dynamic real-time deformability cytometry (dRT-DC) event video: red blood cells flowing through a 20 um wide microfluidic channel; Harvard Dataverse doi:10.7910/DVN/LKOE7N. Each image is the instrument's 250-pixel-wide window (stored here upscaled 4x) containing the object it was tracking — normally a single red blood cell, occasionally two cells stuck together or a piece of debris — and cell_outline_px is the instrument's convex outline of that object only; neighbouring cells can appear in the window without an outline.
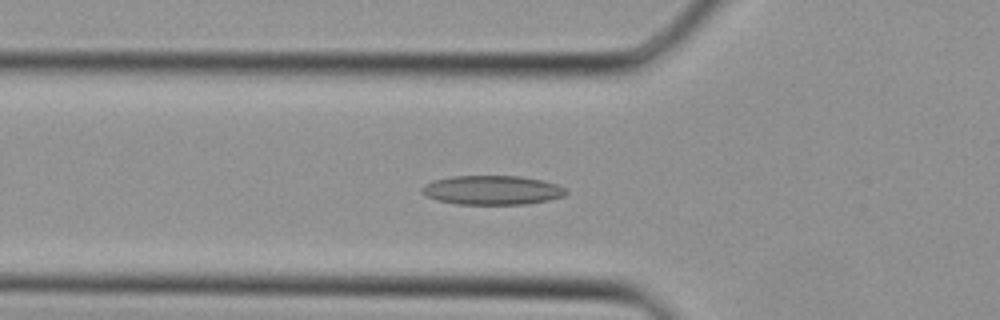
{"species": "Egyptian fruit bat (a non-hibernating species)", "species_latin": "Rousettus aegyptiacus", "temperature_condition": "cold", "stored_images_in_passage": 37, "camera_frame_rate_fps": 3000, "um_per_image_px": 0.085, "animal": {"sex": "female"}, "frame": {"image": 1, "passage_image": 12, "time_ms": 3.667, "image_size_px": [1000, 320], "cell_outline_px": [[568, 192], [564, 196], [548, 200], [524, 204], [456, 204], [436, 200], [420, 192], [420, 188], [424, 184], [436, 180], [452, 176], [520, 176], [540, 180], [556, 184], [564, 188]], "centroid_in_image_um": [41.8, 16.16], "position_along_channel_um": 84.0, "area_um2": 24.39}}
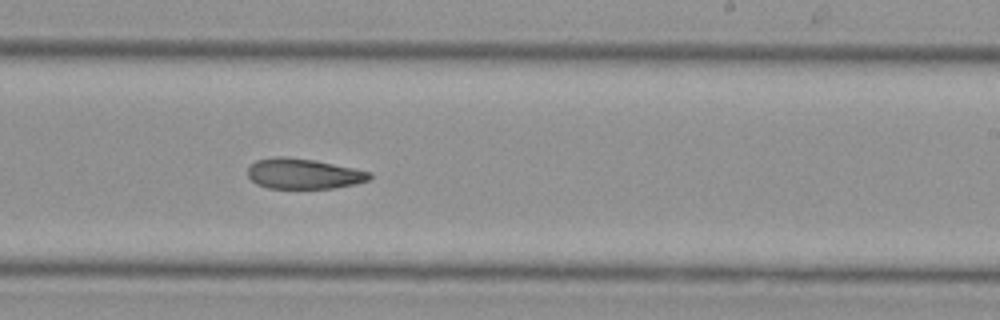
{"frame": {"image": 2, "passage_image": 22, "time_ms": 7.0, "image_size_px": [1000, 320], "cell_outline_px": [[372, 180], [356, 184], [336, 188], [268, 188], [256, 184], [248, 176], [248, 168], [256, 160], [276, 156], [284, 156], [316, 160], [372, 172]], "centroid_in_image_um": [25.84, 14.77], "position_along_channel_um": 263.2, "area_um2": 21.79}}
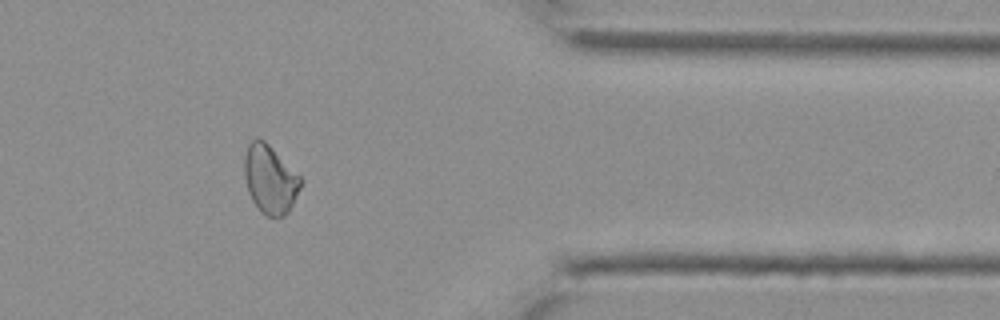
{"frame": {"image": 3, "passage_image": 30, "time_ms": 9.667, "image_size_px": [1000, 320], "cell_outline_px": [[304, 180], [288, 212], [284, 216], [268, 216], [252, 200], [248, 192], [244, 176], [244, 156], [248, 144], [256, 136], [264, 140]], "centroid_in_image_um": [22.94, 15.2], "position_along_channel_um": 388.5, "area_um2": 22.2}}